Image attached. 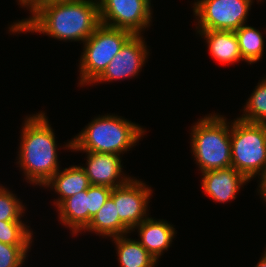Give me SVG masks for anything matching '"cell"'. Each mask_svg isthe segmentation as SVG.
I'll return each instance as SVG.
<instances>
[{"label": "cell", "mask_w": 266, "mask_h": 267, "mask_svg": "<svg viewBox=\"0 0 266 267\" xmlns=\"http://www.w3.org/2000/svg\"><path fill=\"white\" fill-rule=\"evenodd\" d=\"M31 16L13 22L9 33H40L59 41L84 43L100 25L98 0L33 3Z\"/></svg>", "instance_id": "6da1fadb"}, {"label": "cell", "mask_w": 266, "mask_h": 267, "mask_svg": "<svg viewBox=\"0 0 266 267\" xmlns=\"http://www.w3.org/2000/svg\"><path fill=\"white\" fill-rule=\"evenodd\" d=\"M8 189L0 184V221H22L25 205Z\"/></svg>", "instance_id": "7402d4cb"}, {"label": "cell", "mask_w": 266, "mask_h": 267, "mask_svg": "<svg viewBox=\"0 0 266 267\" xmlns=\"http://www.w3.org/2000/svg\"><path fill=\"white\" fill-rule=\"evenodd\" d=\"M260 178V179H259ZM259 179V186H258V193L261 195L260 197L265 201L266 203V165L264 166L263 171L258 177Z\"/></svg>", "instance_id": "d4e9b609"}, {"label": "cell", "mask_w": 266, "mask_h": 267, "mask_svg": "<svg viewBox=\"0 0 266 267\" xmlns=\"http://www.w3.org/2000/svg\"><path fill=\"white\" fill-rule=\"evenodd\" d=\"M31 246H13L0 242V267H22Z\"/></svg>", "instance_id": "603a6c76"}, {"label": "cell", "mask_w": 266, "mask_h": 267, "mask_svg": "<svg viewBox=\"0 0 266 267\" xmlns=\"http://www.w3.org/2000/svg\"><path fill=\"white\" fill-rule=\"evenodd\" d=\"M240 53L244 62L256 63L262 59L264 53V38L259 29L249 25H242L235 31Z\"/></svg>", "instance_id": "d6986e66"}, {"label": "cell", "mask_w": 266, "mask_h": 267, "mask_svg": "<svg viewBox=\"0 0 266 267\" xmlns=\"http://www.w3.org/2000/svg\"><path fill=\"white\" fill-rule=\"evenodd\" d=\"M254 0H196L193 14L197 31H236L247 24ZM197 16V17H196Z\"/></svg>", "instance_id": "52a82bcc"}, {"label": "cell", "mask_w": 266, "mask_h": 267, "mask_svg": "<svg viewBox=\"0 0 266 267\" xmlns=\"http://www.w3.org/2000/svg\"><path fill=\"white\" fill-rule=\"evenodd\" d=\"M90 185L81 165H71L69 168L59 169L43 187L54 189L58 194V199L54 198L53 203L57 207L63 200L87 190Z\"/></svg>", "instance_id": "9a60e30c"}, {"label": "cell", "mask_w": 266, "mask_h": 267, "mask_svg": "<svg viewBox=\"0 0 266 267\" xmlns=\"http://www.w3.org/2000/svg\"><path fill=\"white\" fill-rule=\"evenodd\" d=\"M24 221H0V242L13 246H32L33 231Z\"/></svg>", "instance_id": "44dd1931"}, {"label": "cell", "mask_w": 266, "mask_h": 267, "mask_svg": "<svg viewBox=\"0 0 266 267\" xmlns=\"http://www.w3.org/2000/svg\"><path fill=\"white\" fill-rule=\"evenodd\" d=\"M19 2L18 5H21L23 8H28L36 1V0H17Z\"/></svg>", "instance_id": "484cf974"}, {"label": "cell", "mask_w": 266, "mask_h": 267, "mask_svg": "<svg viewBox=\"0 0 266 267\" xmlns=\"http://www.w3.org/2000/svg\"><path fill=\"white\" fill-rule=\"evenodd\" d=\"M85 171L91 185L115 188L125 184L132 176L123 172L122 157L113 153L86 152Z\"/></svg>", "instance_id": "8fae6325"}, {"label": "cell", "mask_w": 266, "mask_h": 267, "mask_svg": "<svg viewBox=\"0 0 266 267\" xmlns=\"http://www.w3.org/2000/svg\"><path fill=\"white\" fill-rule=\"evenodd\" d=\"M100 24L142 35L150 27L153 11L149 0H98Z\"/></svg>", "instance_id": "ba28073f"}, {"label": "cell", "mask_w": 266, "mask_h": 267, "mask_svg": "<svg viewBox=\"0 0 266 267\" xmlns=\"http://www.w3.org/2000/svg\"><path fill=\"white\" fill-rule=\"evenodd\" d=\"M145 131L144 127L135 122L107 113L90 121L64 148L75 152L113 153L121 156L139 143Z\"/></svg>", "instance_id": "3957f363"}, {"label": "cell", "mask_w": 266, "mask_h": 267, "mask_svg": "<svg viewBox=\"0 0 266 267\" xmlns=\"http://www.w3.org/2000/svg\"><path fill=\"white\" fill-rule=\"evenodd\" d=\"M112 193V188L102 185H90L87 189L88 197V225L94 215L109 199Z\"/></svg>", "instance_id": "cb8c5ba5"}, {"label": "cell", "mask_w": 266, "mask_h": 267, "mask_svg": "<svg viewBox=\"0 0 266 267\" xmlns=\"http://www.w3.org/2000/svg\"><path fill=\"white\" fill-rule=\"evenodd\" d=\"M127 234L112 237L117 250L120 267H155L158 262L136 239Z\"/></svg>", "instance_id": "ac0fdd59"}, {"label": "cell", "mask_w": 266, "mask_h": 267, "mask_svg": "<svg viewBox=\"0 0 266 267\" xmlns=\"http://www.w3.org/2000/svg\"><path fill=\"white\" fill-rule=\"evenodd\" d=\"M232 121L231 167L250 182L261 174L266 165V123H251L239 118Z\"/></svg>", "instance_id": "5b68a950"}, {"label": "cell", "mask_w": 266, "mask_h": 267, "mask_svg": "<svg viewBox=\"0 0 266 267\" xmlns=\"http://www.w3.org/2000/svg\"><path fill=\"white\" fill-rule=\"evenodd\" d=\"M145 39L142 35H133L92 83L102 84L137 77L150 55Z\"/></svg>", "instance_id": "30bf717a"}, {"label": "cell", "mask_w": 266, "mask_h": 267, "mask_svg": "<svg viewBox=\"0 0 266 267\" xmlns=\"http://www.w3.org/2000/svg\"><path fill=\"white\" fill-rule=\"evenodd\" d=\"M201 186L213 201L226 203L236 199L240 189L249 181L234 167L208 170L202 173Z\"/></svg>", "instance_id": "7c38bea8"}, {"label": "cell", "mask_w": 266, "mask_h": 267, "mask_svg": "<svg viewBox=\"0 0 266 267\" xmlns=\"http://www.w3.org/2000/svg\"><path fill=\"white\" fill-rule=\"evenodd\" d=\"M239 119L251 123H266V78L255 86L252 94L246 100L243 114Z\"/></svg>", "instance_id": "ffe728a7"}, {"label": "cell", "mask_w": 266, "mask_h": 267, "mask_svg": "<svg viewBox=\"0 0 266 267\" xmlns=\"http://www.w3.org/2000/svg\"><path fill=\"white\" fill-rule=\"evenodd\" d=\"M138 230L139 243L159 262L158 258L167 251L176 236L175 228L166 220H156V218L147 217L132 230Z\"/></svg>", "instance_id": "4fadbf2b"}, {"label": "cell", "mask_w": 266, "mask_h": 267, "mask_svg": "<svg viewBox=\"0 0 266 267\" xmlns=\"http://www.w3.org/2000/svg\"><path fill=\"white\" fill-rule=\"evenodd\" d=\"M255 267H266V249L262 253V257L259 259V261Z\"/></svg>", "instance_id": "4316f807"}, {"label": "cell", "mask_w": 266, "mask_h": 267, "mask_svg": "<svg viewBox=\"0 0 266 267\" xmlns=\"http://www.w3.org/2000/svg\"><path fill=\"white\" fill-rule=\"evenodd\" d=\"M95 233L96 235L107 237H116L130 234L131 231L120 221L117 214L114 200L109 197L100 210L94 215L89 225L83 230Z\"/></svg>", "instance_id": "e0dca14e"}, {"label": "cell", "mask_w": 266, "mask_h": 267, "mask_svg": "<svg viewBox=\"0 0 266 267\" xmlns=\"http://www.w3.org/2000/svg\"><path fill=\"white\" fill-rule=\"evenodd\" d=\"M133 35L128 30L100 24L83 43L78 67L79 85L92 84Z\"/></svg>", "instance_id": "8992f818"}, {"label": "cell", "mask_w": 266, "mask_h": 267, "mask_svg": "<svg viewBox=\"0 0 266 267\" xmlns=\"http://www.w3.org/2000/svg\"><path fill=\"white\" fill-rule=\"evenodd\" d=\"M230 123L214 112L191 127V153L201 173L231 167Z\"/></svg>", "instance_id": "277c9868"}, {"label": "cell", "mask_w": 266, "mask_h": 267, "mask_svg": "<svg viewBox=\"0 0 266 267\" xmlns=\"http://www.w3.org/2000/svg\"><path fill=\"white\" fill-rule=\"evenodd\" d=\"M58 219L72 231V236L82 233L88 226L87 190L63 200L57 207Z\"/></svg>", "instance_id": "2e32d148"}, {"label": "cell", "mask_w": 266, "mask_h": 267, "mask_svg": "<svg viewBox=\"0 0 266 267\" xmlns=\"http://www.w3.org/2000/svg\"><path fill=\"white\" fill-rule=\"evenodd\" d=\"M59 1H74V0H36L34 3H51Z\"/></svg>", "instance_id": "83f0119b"}, {"label": "cell", "mask_w": 266, "mask_h": 267, "mask_svg": "<svg viewBox=\"0 0 266 267\" xmlns=\"http://www.w3.org/2000/svg\"><path fill=\"white\" fill-rule=\"evenodd\" d=\"M152 193L151 187L136 177L112 188L110 197L114 200L119 219L130 231L149 217L148 203Z\"/></svg>", "instance_id": "9c48e42d"}, {"label": "cell", "mask_w": 266, "mask_h": 267, "mask_svg": "<svg viewBox=\"0 0 266 267\" xmlns=\"http://www.w3.org/2000/svg\"><path fill=\"white\" fill-rule=\"evenodd\" d=\"M196 33L204 38L212 58L221 64L243 61L235 31L207 30Z\"/></svg>", "instance_id": "5bb4252c"}, {"label": "cell", "mask_w": 266, "mask_h": 267, "mask_svg": "<svg viewBox=\"0 0 266 267\" xmlns=\"http://www.w3.org/2000/svg\"><path fill=\"white\" fill-rule=\"evenodd\" d=\"M39 112L26 116L23 122L16 163L28 183L43 187L60 169V164L54 130L48 116Z\"/></svg>", "instance_id": "7a4b0ae2"}]
</instances>
